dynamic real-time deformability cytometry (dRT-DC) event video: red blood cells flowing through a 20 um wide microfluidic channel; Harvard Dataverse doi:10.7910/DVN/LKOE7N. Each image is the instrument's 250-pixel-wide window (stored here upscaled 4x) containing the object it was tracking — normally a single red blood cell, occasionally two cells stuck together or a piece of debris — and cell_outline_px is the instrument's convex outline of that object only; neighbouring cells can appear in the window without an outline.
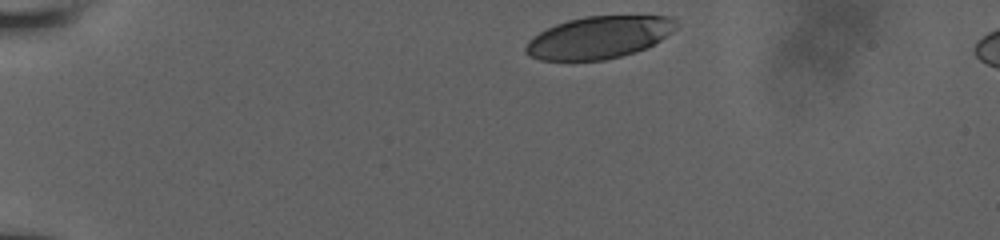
{"species": "human", "species_latin": "Homo sapiens", "temperature_condition": "room temperature", "stored_images_in_passage": 36, "camera_frame_rate_fps": 3000, "um_per_image_px": 0.085, "donor": {"sex": "male"}, "frame": {"image": 1, "passage_image": 1, "time_ms": 0.0, "image_size_px": [1000, 240], "cell_outline_px": [[676, 28], [672, 32], [660, 40], [644, 48], [620, 56], [604, 60], [540, 60], [524, 52], [524, 48], [528, 40], [532, 36], [556, 24], [568, 20], [584, 16], [672, 16], [676, 20]], "centroid_in_image_um": [50.88, 3.17], "position_along_channel_um": 34.1, "area_um2": 36.76}}
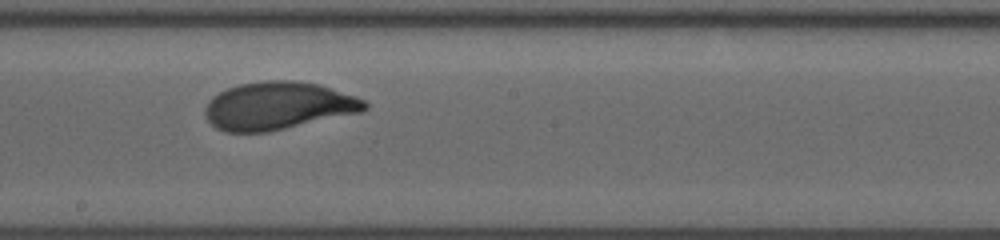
{"frame": {"image": 2, "passage_image": 22, "time_ms": 7.0, "image_size_px": [1000, 240], "cell_outline_px": [[368, 108], [364, 112], [268, 132], [228, 132], [216, 128], [208, 120], [204, 112], [204, 108], [208, 100], [212, 96], [228, 88], [240, 84], [264, 80], [292, 80], [320, 84], [356, 96], [364, 100], [368, 104]], "centroid_in_image_um": [23.66, 8.99], "position_along_channel_um": 224.5, "area_um2": 44.8}}
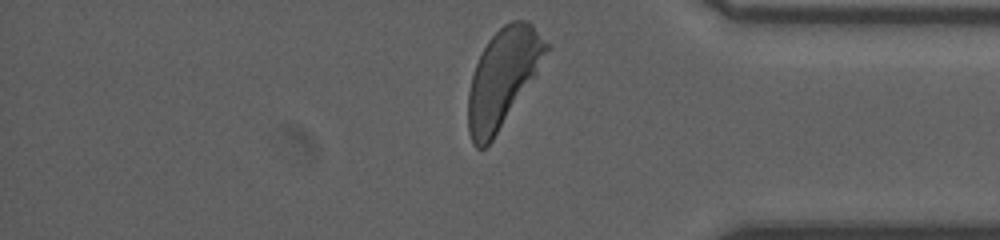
{"frame": {"image": 3, "passage_image": 36, "time_ms": 11.667, "image_size_px": [1000, 240], "cell_outline_px": [[552, 48], [492, 140], [484, 148], [476, 148], [472, 144], [468, 132], [468, 92], [472, 76], [476, 64], [488, 40], [504, 24], [512, 20], [528, 20], [552, 44]], "centroid_in_image_um": [42.76, 6.56], "position_along_channel_um": 392.4, "area_um2": 44.04}, "authors_computed_cell_mechanics": {"area_um2": 43.8124, "velocity_mm_per_s": 3.8718, "shape_relaxation_time_tau1_ms": 2.628, "shape_relaxation_time_tau2_ms": 0.8765, "deformation_change_tau1": 0.1698, "deformation_change_tau2": 0.0605}}